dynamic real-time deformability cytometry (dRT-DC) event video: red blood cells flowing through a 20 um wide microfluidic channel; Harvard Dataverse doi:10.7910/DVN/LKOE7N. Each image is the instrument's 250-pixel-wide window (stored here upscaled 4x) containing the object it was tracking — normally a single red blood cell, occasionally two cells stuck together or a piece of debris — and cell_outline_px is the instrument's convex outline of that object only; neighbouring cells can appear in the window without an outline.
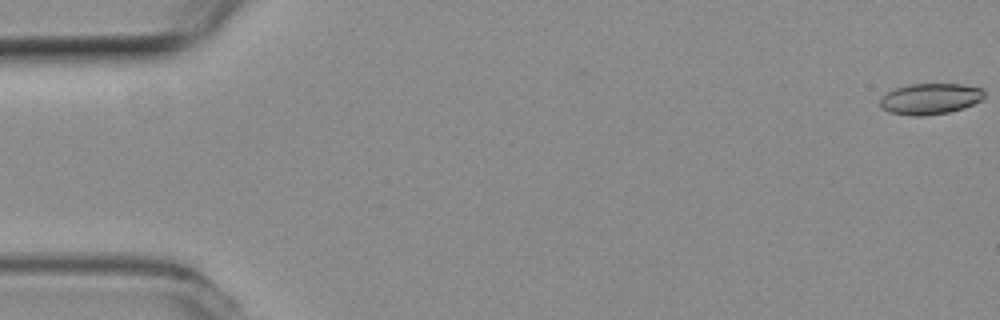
{"species": "common noctule bat (a hibernating species)", "species_latin": "Nyctalus noctula", "temperature_condition": "room temperature", "stored_images_in_passage": 6, "segment_of_instrument_passage": [2, 2], "camera_frame_rate_fps": 3000, "um_per_image_px": 0.085, "animal": {"sex": "female", "body_mass_g": 19.3, "forearm_length_mm": 54.1}, "frame": {"image": 1, "passage_image": 6, "time_ms": 1.667, "image_size_px": [1000, 320], "cell_outline_px": [[984, 100], [964, 108], [948, 112], [924, 116], [912, 116], [888, 112], [880, 108], [880, 96], [896, 88], [908, 84], [964, 84], [984, 88]], "centroid_in_image_um": [79.08, 8.4], "position_along_channel_um": 5.9, "area_um2": 19.19}}